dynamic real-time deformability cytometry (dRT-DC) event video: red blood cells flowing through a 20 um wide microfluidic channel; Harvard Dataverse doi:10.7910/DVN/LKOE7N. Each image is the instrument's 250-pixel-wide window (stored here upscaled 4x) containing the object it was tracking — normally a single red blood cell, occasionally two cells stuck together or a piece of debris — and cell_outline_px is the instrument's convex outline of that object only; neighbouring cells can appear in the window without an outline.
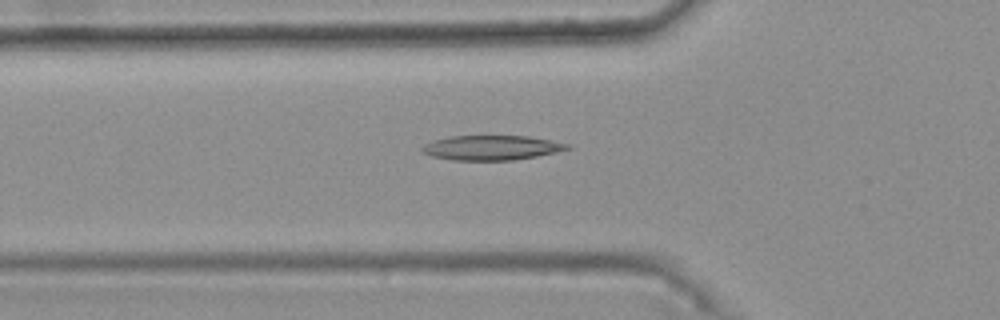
{"species": "common noctule bat (a hibernating species)", "species_latin": "Nyctalus noctula", "temperature_condition": "warm", "stored_images_in_passage": 48, "camera_frame_rate_fps": 3000, "um_per_image_px": 0.085, "animal": {"sex": "female", "body_mass_g": 25.1}, "frame": {"image": 1, "passage_image": 19, "time_ms": 6.0, "image_size_px": [1000, 320], "cell_outline_px": [[572, 148], [556, 152], [536, 156], [512, 160], [452, 160], [432, 156], [424, 152], [420, 148], [424, 144], [432, 140], [448, 136], [528, 136], [568, 144]], "centroid_in_image_um": [41.74, 12.55], "position_along_channel_um": 84.1, "area_um2": 20.75}}
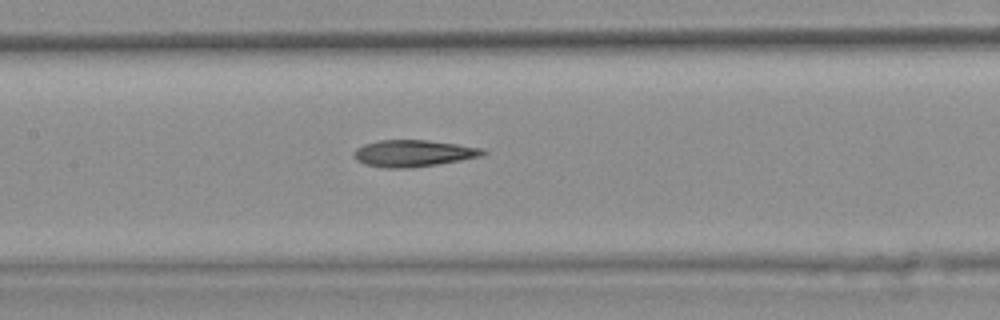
{"frame": {"image": 2, "passage_image": 26, "time_ms": 8.333, "image_size_px": [1000, 320], "cell_outline_px": [[488, 152], [484, 156], [436, 164], [408, 168], [380, 168], [364, 164], [356, 160], [352, 156], [352, 152], [356, 148], [364, 144], [380, 140], [428, 140], [484, 148]], "centroid_in_image_um": [35.11, 13.03], "position_along_channel_um": 172.3, "area_um2": 20.29}}
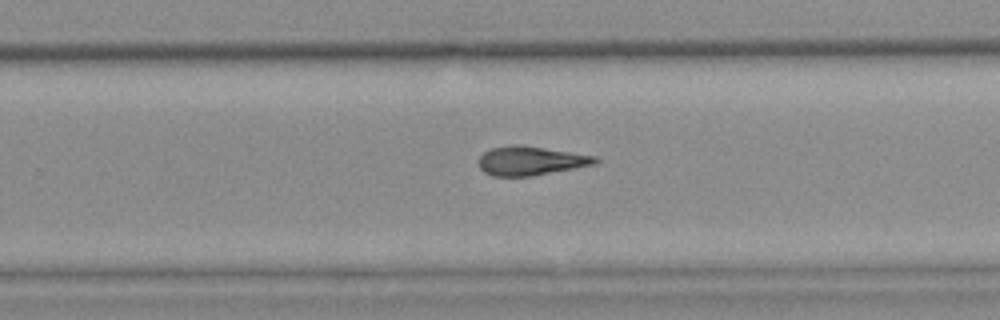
{"frame": {"image": 3, "passage_image": 35, "time_ms": 11.333, "image_size_px": [1000, 320], "cell_outline_px": [[600, 160], [596, 164], [532, 176], [492, 176], [484, 172], [480, 168], [480, 156], [484, 152], [492, 148], [512, 144], [520, 144], [596, 156]], "centroid_in_image_um": [45.12, 13.66], "position_along_channel_um": 284.7, "area_um2": 19.65}, "authors_computed_cell_mechanics": {"area_um2": 19.9699, "velocity_mm_per_s": 3.7582, "shape_relaxation_time_tau1_ms": null, "shape_relaxation_time_tau2_ms": 7.1694, "deformation_change_tau1": null, "deformation_change_tau2": 0.2037}}